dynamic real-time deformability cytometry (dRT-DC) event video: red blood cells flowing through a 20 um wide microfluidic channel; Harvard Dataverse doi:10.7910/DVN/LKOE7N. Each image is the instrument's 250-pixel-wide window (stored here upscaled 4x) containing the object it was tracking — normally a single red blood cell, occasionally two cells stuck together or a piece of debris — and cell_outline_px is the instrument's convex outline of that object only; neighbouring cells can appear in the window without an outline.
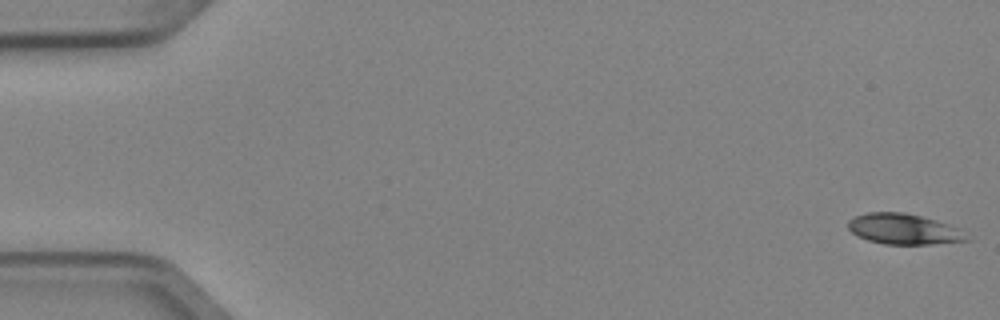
{"species": "Egyptian fruit bat (a non-hibernating species)", "species_latin": "Rousettus aegyptiacus", "temperature_condition": "cold", "stored_images_in_passage": 4, "camera_frame_rate_fps": 3000, "um_per_image_px": 0.085, "animal": {"sex": "female"}, "frame": {"image": 1, "passage_image": 1, "time_ms": 0.0, "image_size_px": [1000, 320], "cell_outline_px": [[972, 240], [928, 244], [884, 244], [868, 240], [856, 236], [848, 228], [848, 220], [856, 216], [868, 212], [904, 212], [936, 220], [960, 228]], "centroid_in_image_um": [76.82, 19.47], "position_along_channel_um": 8.2, "area_um2": 21.15}}
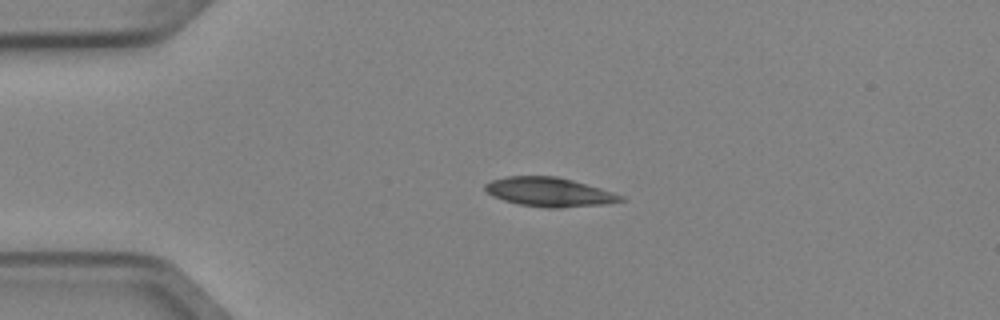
{"frame": {"image": 2, "passage_image": 4, "time_ms": 1.0, "image_size_px": [1000, 320], "cell_outline_px": [[628, 200], [604, 204], [560, 208], [544, 208], [520, 204], [504, 200], [492, 196], [484, 188], [484, 184], [492, 180], [508, 176], [556, 176], [572, 180], [600, 188], [624, 196]], "centroid_in_image_um": [46.7, 16.33], "position_along_channel_um": 38.3, "area_um2": 22.95}}